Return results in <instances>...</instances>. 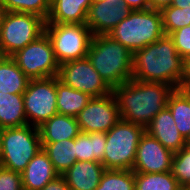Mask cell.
Segmentation results:
<instances>
[{
	"mask_svg": "<svg viewBox=\"0 0 190 190\" xmlns=\"http://www.w3.org/2000/svg\"><path fill=\"white\" fill-rule=\"evenodd\" d=\"M174 88L165 83L131 79L113 88L122 120L146 128L151 120L167 107Z\"/></svg>",
	"mask_w": 190,
	"mask_h": 190,
	"instance_id": "obj_1",
	"label": "cell"
},
{
	"mask_svg": "<svg viewBox=\"0 0 190 190\" xmlns=\"http://www.w3.org/2000/svg\"><path fill=\"white\" fill-rule=\"evenodd\" d=\"M59 64L87 57L92 33L86 24L45 23Z\"/></svg>",
	"mask_w": 190,
	"mask_h": 190,
	"instance_id": "obj_8",
	"label": "cell"
},
{
	"mask_svg": "<svg viewBox=\"0 0 190 190\" xmlns=\"http://www.w3.org/2000/svg\"><path fill=\"white\" fill-rule=\"evenodd\" d=\"M183 64L184 59L178 54L173 39L164 35L133 53L132 79L165 83L179 89L183 80Z\"/></svg>",
	"mask_w": 190,
	"mask_h": 190,
	"instance_id": "obj_2",
	"label": "cell"
},
{
	"mask_svg": "<svg viewBox=\"0 0 190 190\" xmlns=\"http://www.w3.org/2000/svg\"><path fill=\"white\" fill-rule=\"evenodd\" d=\"M132 10H147L149 9L148 0H123Z\"/></svg>",
	"mask_w": 190,
	"mask_h": 190,
	"instance_id": "obj_35",
	"label": "cell"
},
{
	"mask_svg": "<svg viewBox=\"0 0 190 190\" xmlns=\"http://www.w3.org/2000/svg\"><path fill=\"white\" fill-rule=\"evenodd\" d=\"M76 142V160L77 161H97L102 163L106 133L92 132L82 133L75 138Z\"/></svg>",
	"mask_w": 190,
	"mask_h": 190,
	"instance_id": "obj_24",
	"label": "cell"
},
{
	"mask_svg": "<svg viewBox=\"0 0 190 190\" xmlns=\"http://www.w3.org/2000/svg\"><path fill=\"white\" fill-rule=\"evenodd\" d=\"M87 58L112 89L132 79L133 53L109 35L92 36Z\"/></svg>",
	"mask_w": 190,
	"mask_h": 190,
	"instance_id": "obj_3",
	"label": "cell"
},
{
	"mask_svg": "<svg viewBox=\"0 0 190 190\" xmlns=\"http://www.w3.org/2000/svg\"><path fill=\"white\" fill-rule=\"evenodd\" d=\"M76 119L82 133L108 132L121 119L113 92L93 97Z\"/></svg>",
	"mask_w": 190,
	"mask_h": 190,
	"instance_id": "obj_12",
	"label": "cell"
},
{
	"mask_svg": "<svg viewBox=\"0 0 190 190\" xmlns=\"http://www.w3.org/2000/svg\"><path fill=\"white\" fill-rule=\"evenodd\" d=\"M41 146L59 175L63 174L77 161L75 138L55 143H41Z\"/></svg>",
	"mask_w": 190,
	"mask_h": 190,
	"instance_id": "obj_25",
	"label": "cell"
},
{
	"mask_svg": "<svg viewBox=\"0 0 190 190\" xmlns=\"http://www.w3.org/2000/svg\"><path fill=\"white\" fill-rule=\"evenodd\" d=\"M42 190H70L64 177L58 175L51 182L47 183Z\"/></svg>",
	"mask_w": 190,
	"mask_h": 190,
	"instance_id": "obj_33",
	"label": "cell"
},
{
	"mask_svg": "<svg viewBox=\"0 0 190 190\" xmlns=\"http://www.w3.org/2000/svg\"><path fill=\"white\" fill-rule=\"evenodd\" d=\"M4 13H5L4 7L2 6V3L0 2V27H1V21H2Z\"/></svg>",
	"mask_w": 190,
	"mask_h": 190,
	"instance_id": "obj_38",
	"label": "cell"
},
{
	"mask_svg": "<svg viewBox=\"0 0 190 190\" xmlns=\"http://www.w3.org/2000/svg\"><path fill=\"white\" fill-rule=\"evenodd\" d=\"M41 143H55L61 140L74 139L80 134L75 117L55 114L38 127Z\"/></svg>",
	"mask_w": 190,
	"mask_h": 190,
	"instance_id": "obj_19",
	"label": "cell"
},
{
	"mask_svg": "<svg viewBox=\"0 0 190 190\" xmlns=\"http://www.w3.org/2000/svg\"><path fill=\"white\" fill-rule=\"evenodd\" d=\"M143 126L120 119L108 132L102 165L105 169L132 170Z\"/></svg>",
	"mask_w": 190,
	"mask_h": 190,
	"instance_id": "obj_5",
	"label": "cell"
},
{
	"mask_svg": "<svg viewBox=\"0 0 190 190\" xmlns=\"http://www.w3.org/2000/svg\"><path fill=\"white\" fill-rule=\"evenodd\" d=\"M181 188L172 171L135 173V190H180Z\"/></svg>",
	"mask_w": 190,
	"mask_h": 190,
	"instance_id": "obj_26",
	"label": "cell"
},
{
	"mask_svg": "<svg viewBox=\"0 0 190 190\" xmlns=\"http://www.w3.org/2000/svg\"><path fill=\"white\" fill-rule=\"evenodd\" d=\"M173 0H148L149 9L161 11L162 9L171 6Z\"/></svg>",
	"mask_w": 190,
	"mask_h": 190,
	"instance_id": "obj_36",
	"label": "cell"
},
{
	"mask_svg": "<svg viewBox=\"0 0 190 190\" xmlns=\"http://www.w3.org/2000/svg\"><path fill=\"white\" fill-rule=\"evenodd\" d=\"M57 110L59 114L77 117L92 97L76 89H72L59 81L56 76Z\"/></svg>",
	"mask_w": 190,
	"mask_h": 190,
	"instance_id": "obj_22",
	"label": "cell"
},
{
	"mask_svg": "<svg viewBox=\"0 0 190 190\" xmlns=\"http://www.w3.org/2000/svg\"><path fill=\"white\" fill-rule=\"evenodd\" d=\"M190 88V55L184 59L183 64V80L181 89L188 90Z\"/></svg>",
	"mask_w": 190,
	"mask_h": 190,
	"instance_id": "obj_34",
	"label": "cell"
},
{
	"mask_svg": "<svg viewBox=\"0 0 190 190\" xmlns=\"http://www.w3.org/2000/svg\"><path fill=\"white\" fill-rule=\"evenodd\" d=\"M6 12L31 13L45 21L48 18L51 0H0Z\"/></svg>",
	"mask_w": 190,
	"mask_h": 190,
	"instance_id": "obj_28",
	"label": "cell"
},
{
	"mask_svg": "<svg viewBox=\"0 0 190 190\" xmlns=\"http://www.w3.org/2000/svg\"><path fill=\"white\" fill-rule=\"evenodd\" d=\"M29 80L11 56L0 55V92L23 94Z\"/></svg>",
	"mask_w": 190,
	"mask_h": 190,
	"instance_id": "obj_21",
	"label": "cell"
},
{
	"mask_svg": "<svg viewBox=\"0 0 190 190\" xmlns=\"http://www.w3.org/2000/svg\"><path fill=\"white\" fill-rule=\"evenodd\" d=\"M22 188L21 173L0 166V190H21Z\"/></svg>",
	"mask_w": 190,
	"mask_h": 190,
	"instance_id": "obj_32",
	"label": "cell"
},
{
	"mask_svg": "<svg viewBox=\"0 0 190 190\" xmlns=\"http://www.w3.org/2000/svg\"><path fill=\"white\" fill-rule=\"evenodd\" d=\"M171 6L190 9V0H173Z\"/></svg>",
	"mask_w": 190,
	"mask_h": 190,
	"instance_id": "obj_37",
	"label": "cell"
},
{
	"mask_svg": "<svg viewBox=\"0 0 190 190\" xmlns=\"http://www.w3.org/2000/svg\"><path fill=\"white\" fill-rule=\"evenodd\" d=\"M11 57L30 80L58 76L60 64L46 32Z\"/></svg>",
	"mask_w": 190,
	"mask_h": 190,
	"instance_id": "obj_9",
	"label": "cell"
},
{
	"mask_svg": "<svg viewBox=\"0 0 190 190\" xmlns=\"http://www.w3.org/2000/svg\"><path fill=\"white\" fill-rule=\"evenodd\" d=\"M46 21L31 13L6 12L0 27V55L12 56L45 32Z\"/></svg>",
	"mask_w": 190,
	"mask_h": 190,
	"instance_id": "obj_7",
	"label": "cell"
},
{
	"mask_svg": "<svg viewBox=\"0 0 190 190\" xmlns=\"http://www.w3.org/2000/svg\"><path fill=\"white\" fill-rule=\"evenodd\" d=\"M26 124L23 94L0 92V128L20 127Z\"/></svg>",
	"mask_w": 190,
	"mask_h": 190,
	"instance_id": "obj_20",
	"label": "cell"
},
{
	"mask_svg": "<svg viewBox=\"0 0 190 190\" xmlns=\"http://www.w3.org/2000/svg\"><path fill=\"white\" fill-rule=\"evenodd\" d=\"M186 145L190 146V134L188 135L187 139H186Z\"/></svg>",
	"mask_w": 190,
	"mask_h": 190,
	"instance_id": "obj_40",
	"label": "cell"
},
{
	"mask_svg": "<svg viewBox=\"0 0 190 190\" xmlns=\"http://www.w3.org/2000/svg\"><path fill=\"white\" fill-rule=\"evenodd\" d=\"M57 77L66 86L87 93L92 98L108 95L113 90L87 57L60 64Z\"/></svg>",
	"mask_w": 190,
	"mask_h": 190,
	"instance_id": "obj_11",
	"label": "cell"
},
{
	"mask_svg": "<svg viewBox=\"0 0 190 190\" xmlns=\"http://www.w3.org/2000/svg\"><path fill=\"white\" fill-rule=\"evenodd\" d=\"M92 2L93 0H51L46 23L86 24Z\"/></svg>",
	"mask_w": 190,
	"mask_h": 190,
	"instance_id": "obj_18",
	"label": "cell"
},
{
	"mask_svg": "<svg viewBox=\"0 0 190 190\" xmlns=\"http://www.w3.org/2000/svg\"><path fill=\"white\" fill-rule=\"evenodd\" d=\"M23 99L27 124L39 127L58 113L56 76L29 80Z\"/></svg>",
	"mask_w": 190,
	"mask_h": 190,
	"instance_id": "obj_10",
	"label": "cell"
},
{
	"mask_svg": "<svg viewBox=\"0 0 190 190\" xmlns=\"http://www.w3.org/2000/svg\"><path fill=\"white\" fill-rule=\"evenodd\" d=\"M108 35L134 53L165 35L161 12L132 10Z\"/></svg>",
	"mask_w": 190,
	"mask_h": 190,
	"instance_id": "obj_4",
	"label": "cell"
},
{
	"mask_svg": "<svg viewBox=\"0 0 190 190\" xmlns=\"http://www.w3.org/2000/svg\"><path fill=\"white\" fill-rule=\"evenodd\" d=\"M132 9L123 0L93 1L89 7L86 25L92 35H108Z\"/></svg>",
	"mask_w": 190,
	"mask_h": 190,
	"instance_id": "obj_14",
	"label": "cell"
},
{
	"mask_svg": "<svg viewBox=\"0 0 190 190\" xmlns=\"http://www.w3.org/2000/svg\"><path fill=\"white\" fill-rule=\"evenodd\" d=\"M172 174L182 187H190V146L176 152L173 158Z\"/></svg>",
	"mask_w": 190,
	"mask_h": 190,
	"instance_id": "obj_30",
	"label": "cell"
},
{
	"mask_svg": "<svg viewBox=\"0 0 190 190\" xmlns=\"http://www.w3.org/2000/svg\"><path fill=\"white\" fill-rule=\"evenodd\" d=\"M146 132L174 153L186 146V139L176 128L174 118L167 107L151 120Z\"/></svg>",
	"mask_w": 190,
	"mask_h": 190,
	"instance_id": "obj_15",
	"label": "cell"
},
{
	"mask_svg": "<svg viewBox=\"0 0 190 190\" xmlns=\"http://www.w3.org/2000/svg\"><path fill=\"white\" fill-rule=\"evenodd\" d=\"M105 168L97 161H76L61 174L70 190H95Z\"/></svg>",
	"mask_w": 190,
	"mask_h": 190,
	"instance_id": "obj_16",
	"label": "cell"
},
{
	"mask_svg": "<svg viewBox=\"0 0 190 190\" xmlns=\"http://www.w3.org/2000/svg\"><path fill=\"white\" fill-rule=\"evenodd\" d=\"M95 190H135L132 170L105 169Z\"/></svg>",
	"mask_w": 190,
	"mask_h": 190,
	"instance_id": "obj_27",
	"label": "cell"
},
{
	"mask_svg": "<svg viewBox=\"0 0 190 190\" xmlns=\"http://www.w3.org/2000/svg\"><path fill=\"white\" fill-rule=\"evenodd\" d=\"M174 155V152L166 149L157 139L145 132L138 144L132 171L134 173L172 171Z\"/></svg>",
	"mask_w": 190,
	"mask_h": 190,
	"instance_id": "obj_13",
	"label": "cell"
},
{
	"mask_svg": "<svg viewBox=\"0 0 190 190\" xmlns=\"http://www.w3.org/2000/svg\"><path fill=\"white\" fill-rule=\"evenodd\" d=\"M178 54L185 59L190 55V25L180 28L169 35Z\"/></svg>",
	"mask_w": 190,
	"mask_h": 190,
	"instance_id": "obj_31",
	"label": "cell"
},
{
	"mask_svg": "<svg viewBox=\"0 0 190 190\" xmlns=\"http://www.w3.org/2000/svg\"><path fill=\"white\" fill-rule=\"evenodd\" d=\"M160 12L165 35L190 25V9L169 6Z\"/></svg>",
	"mask_w": 190,
	"mask_h": 190,
	"instance_id": "obj_29",
	"label": "cell"
},
{
	"mask_svg": "<svg viewBox=\"0 0 190 190\" xmlns=\"http://www.w3.org/2000/svg\"><path fill=\"white\" fill-rule=\"evenodd\" d=\"M0 166L22 173L42 148L38 127L24 125L2 129Z\"/></svg>",
	"mask_w": 190,
	"mask_h": 190,
	"instance_id": "obj_6",
	"label": "cell"
},
{
	"mask_svg": "<svg viewBox=\"0 0 190 190\" xmlns=\"http://www.w3.org/2000/svg\"><path fill=\"white\" fill-rule=\"evenodd\" d=\"M58 175L47 153L41 148L21 173L23 188L42 190L47 183Z\"/></svg>",
	"mask_w": 190,
	"mask_h": 190,
	"instance_id": "obj_17",
	"label": "cell"
},
{
	"mask_svg": "<svg viewBox=\"0 0 190 190\" xmlns=\"http://www.w3.org/2000/svg\"><path fill=\"white\" fill-rule=\"evenodd\" d=\"M167 108L170 110L176 128L187 139L190 134V92L184 89H174L169 95Z\"/></svg>",
	"mask_w": 190,
	"mask_h": 190,
	"instance_id": "obj_23",
	"label": "cell"
},
{
	"mask_svg": "<svg viewBox=\"0 0 190 190\" xmlns=\"http://www.w3.org/2000/svg\"><path fill=\"white\" fill-rule=\"evenodd\" d=\"M180 190H190V187H182Z\"/></svg>",
	"mask_w": 190,
	"mask_h": 190,
	"instance_id": "obj_41",
	"label": "cell"
},
{
	"mask_svg": "<svg viewBox=\"0 0 190 190\" xmlns=\"http://www.w3.org/2000/svg\"><path fill=\"white\" fill-rule=\"evenodd\" d=\"M2 129L0 128V158H1V152H2Z\"/></svg>",
	"mask_w": 190,
	"mask_h": 190,
	"instance_id": "obj_39",
	"label": "cell"
}]
</instances>
